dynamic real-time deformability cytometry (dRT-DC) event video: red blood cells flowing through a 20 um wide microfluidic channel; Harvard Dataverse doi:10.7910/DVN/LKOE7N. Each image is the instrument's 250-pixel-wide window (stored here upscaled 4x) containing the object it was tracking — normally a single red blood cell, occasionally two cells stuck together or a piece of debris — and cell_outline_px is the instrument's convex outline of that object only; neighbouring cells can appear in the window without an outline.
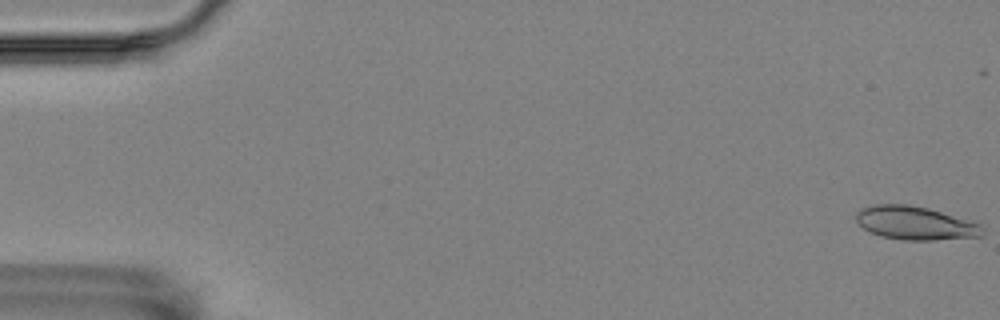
{"species": "Egyptian fruit bat (a non-hibernating species)", "species_latin": "Rousettus aegyptiacus", "temperature_condition": "room temperature", "stored_images_in_passage": 15, "camera_frame_rate_fps": 3000, "um_per_image_px": 0.085, "animal": {"sex": "female"}, "frame": {"image": 1, "passage_image": 1, "time_ms": 0.0, "image_size_px": [1000, 320], "cell_outline_px": [[984, 232], [980, 236], [932, 240], [904, 240], [880, 236], [864, 228], [856, 220], [856, 212], [872, 204], [908, 204], [928, 208], [980, 224]], "centroid_in_image_um": [77.76, 18.96], "position_along_channel_um": 7.2, "area_um2": 24.28}}